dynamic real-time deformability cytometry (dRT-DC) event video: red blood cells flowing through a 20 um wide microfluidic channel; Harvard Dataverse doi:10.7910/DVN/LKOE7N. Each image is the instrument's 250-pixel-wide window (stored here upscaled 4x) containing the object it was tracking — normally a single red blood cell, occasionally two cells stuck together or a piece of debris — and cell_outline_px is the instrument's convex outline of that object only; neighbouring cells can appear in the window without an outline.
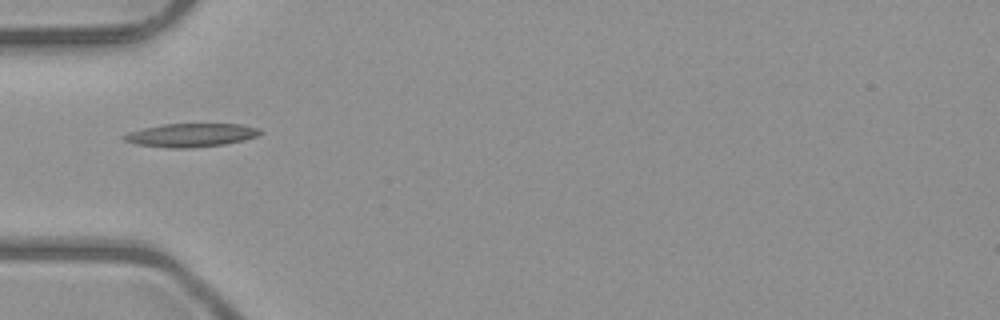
{"species": "common noctule bat (a hibernating species)", "species_latin": "Nyctalus noctula", "temperature_condition": "room temperature", "stored_images_in_passage": 5, "camera_frame_rate_fps": 3000, "um_per_image_px": 0.085, "animal": {"sex": "male", "body_mass_g": 23.1, "forearm_length_mm": 52.7}, "frame": {"image": 1, "passage_image": 3, "time_ms": 2.333, "image_size_px": [1000, 320], "cell_outline_px": [[264, 132], [256, 136], [244, 140], [224, 144], [192, 148], [168, 148], [136, 144], [124, 140], [120, 136], [128, 132], [144, 128], [164, 124], [240, 124], [260, 128]], "centroid_in_image_um": [16.24, 11.49], "position_along_channel_um": 68.8, "area_um2": 18.67}}
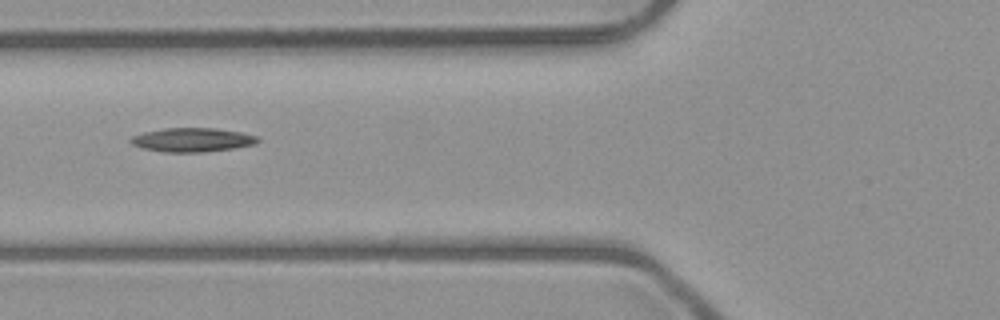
{"frame": {"image": 2, "passage_image": 4, "time_ms": 3.333, "image_size_px": [1000, 320], "cell_outline_px": [[260, 140], [256, 144], [236, 148], [200, 152], [164, 152], [144, 148], [132, 144], [128, 140], [132, 136], [144, 132], [164, 128], [216, 128], [240, 132], [256, 136]], "centroid_in_image_um": [16.35, 11.88], "position_along_channel_um": 109.4, "area_um2": 17.69}}
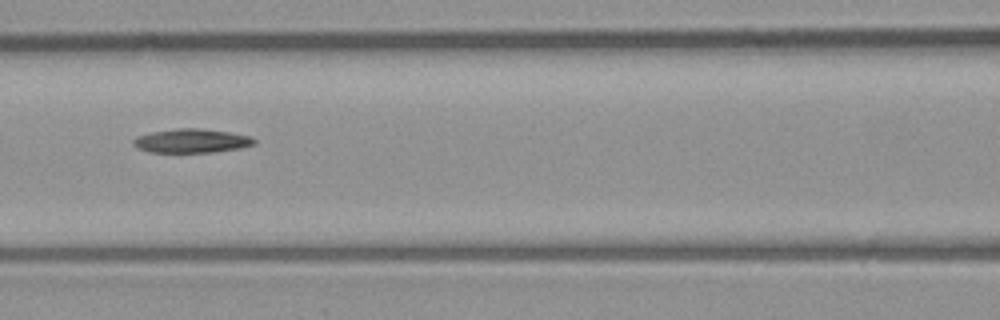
{"frame": {"image": 3, "passage_image": 5, "time_ms": 4.333, "image_size_px": [1000, 320], "cell_outline_px": [[256, 144], [240, 148], [212, 152], [148, 152], [136, 148], [132, 144], [132, 140], [136, 136], [152, 132], [176, 128], [200, 128], [228, 132], [248, 136], [256, 140]], "centroid_in_image_um": [16.23, 11.97], "position_along_channel_um": 150.4, "area_um2": 16.88}}